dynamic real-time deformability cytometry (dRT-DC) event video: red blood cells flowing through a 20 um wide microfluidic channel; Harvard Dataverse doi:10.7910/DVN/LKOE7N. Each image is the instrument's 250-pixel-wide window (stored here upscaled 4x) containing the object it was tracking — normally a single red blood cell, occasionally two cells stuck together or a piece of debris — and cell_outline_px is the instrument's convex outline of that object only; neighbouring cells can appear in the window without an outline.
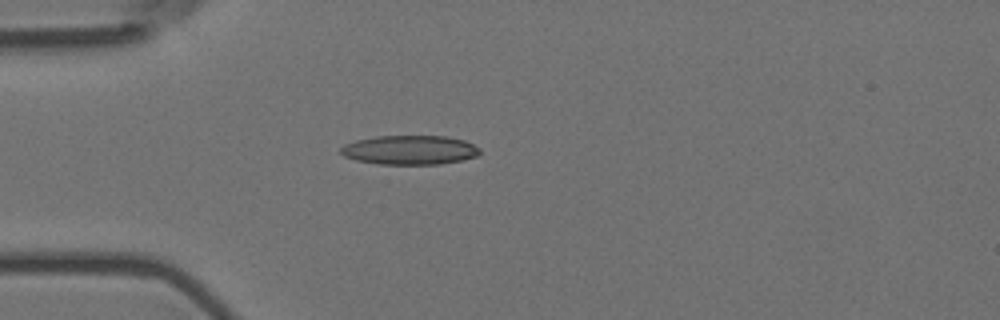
{"species": "Egyptian fruit bat (a non-hibernating species)", "species_latin": "Rousettus aegyptiacus", "temperature_condition": "room temperature", "stored_images_in_passage": 3, "camera_frame_rate_fps": 3000, "um_per_image_px": 0.085, "animal": {"sex": "female"}, "frame": {"image": 1, "passage_image": 3, "time_ms": 0.667, "image_size_px": [1000, 320], "cell_outline_px": [[480, 152], [476, 156], [460, 160], [440, 164], [380, 164], [356, 160], [344, 156], [340, 152], [340, 148], [344, 144], [356, 140], [376, 136], [448, 136], [464, 140], [480, 148]], "centroid_in_image_um": [34.81, 12.74], "position_along_channel_um": 50.2, "area_um2": 23.64}}